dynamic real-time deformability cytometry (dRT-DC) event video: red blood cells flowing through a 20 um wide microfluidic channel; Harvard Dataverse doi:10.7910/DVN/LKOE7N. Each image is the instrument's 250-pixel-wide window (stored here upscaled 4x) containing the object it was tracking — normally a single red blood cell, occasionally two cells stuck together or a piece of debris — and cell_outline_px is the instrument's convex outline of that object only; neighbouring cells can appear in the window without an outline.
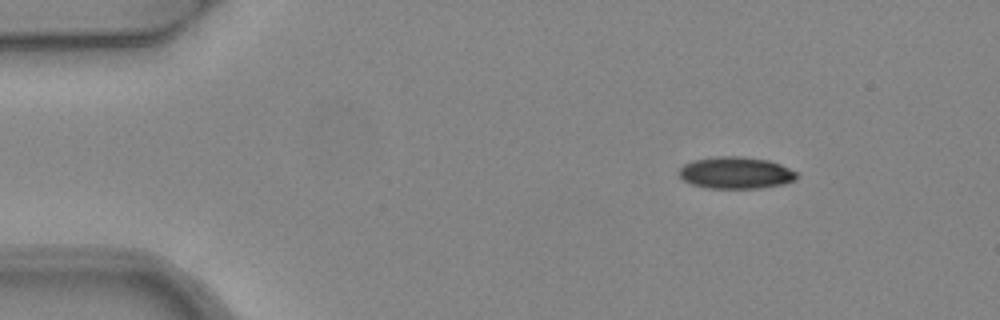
{"species": "common noctule bat (a hibernating species)", "species_latin": "Nyctalus noctula", "temperature_condition": "warm", "stored_images_in_passage": 6, "camera_frame_rate_fps": 3000, "um_per_image_px": 0.085, "animal": {"sex": "female", "body_mass_g": 24.6, "forearm_length_mm": 56.2}, "frame": {"image": 1, "passage_image": 1, "time_ms": 0.0, "image_size_px": [1000, 320], "cell_outline_px": [[796, 180], [784, 184], [760, 188], [704, 188], [692, 184], [684, 180], [676, 172], [684, 164], [692, 160], [720, 156], [740, 156], [768, 160], [780, 164], [796, 172]], "centroid_in_image_um": [62.51, 14.69], "position_along_channel_um": 22.5, "area_um2": 21.91}}
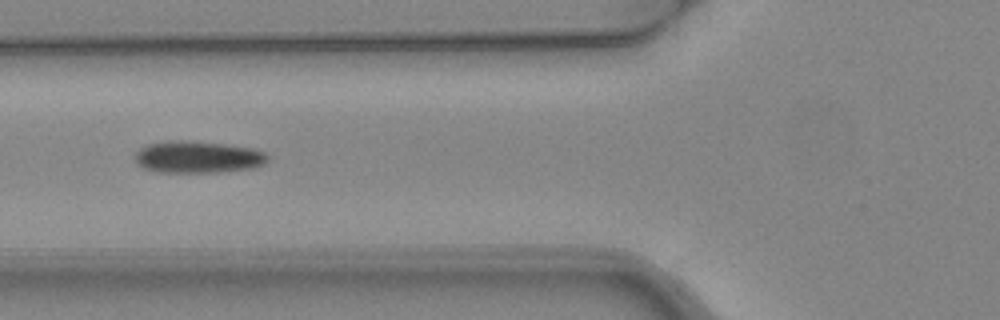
{"frame": {"image": 2, "passage_image": 4, "time_ms": 1.0, "image_size_px": [1000, 320], "cell_outline_px": [[268, 160], [264, 164], [252, 168], [216, 172], [156, 172], [144, 168], [136, 164], [136, 152], [140, 148], [148, 144], [172, 140], [184, 140], [224, 144], [256, 148], [264, 152], [268, 156]], "centroid_in_image_um": [16.82, 13.34], "position_along_channel_um": 109.0, "area_um2": 24.74}}
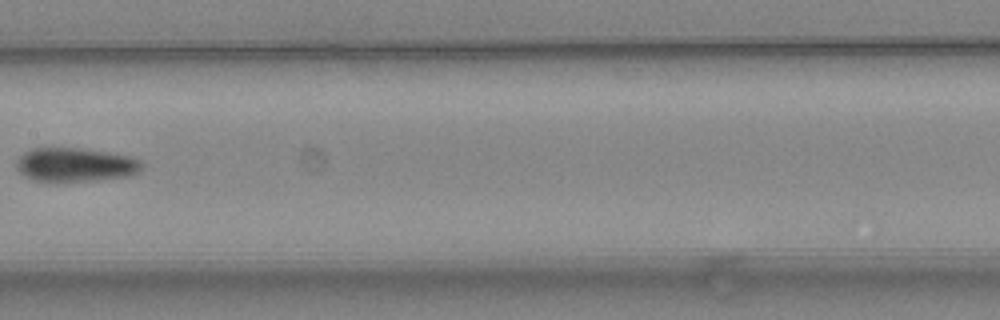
{"frame": {"image": 3, "passage_image": 6, "time_ms": 1.667, "image_size_px": [1000, 320], "cell_outline_px": [[144, 164], [140, 172], [132, 176], [96, 180], [56, 184], [48, 184], [32, 180], [24, 176], [16, 168], [16, 160], [24, 152], [32, 148], [80, 148], [128, 156], [140, 160]], "centroid_in_image_um": [6.36, 14.05], "position_along_channel_um": 201.0, "area_um2": 25.61}}